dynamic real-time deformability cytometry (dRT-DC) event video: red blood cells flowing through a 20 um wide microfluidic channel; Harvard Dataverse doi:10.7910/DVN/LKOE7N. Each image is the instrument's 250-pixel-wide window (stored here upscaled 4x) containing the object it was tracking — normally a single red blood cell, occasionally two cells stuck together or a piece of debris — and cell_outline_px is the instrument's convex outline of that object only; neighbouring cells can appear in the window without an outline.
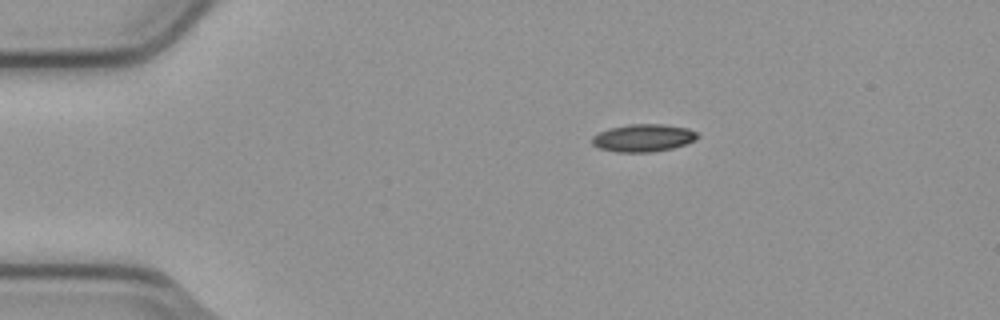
{"species": "common noctule bat (a hibernating species)", "species_latin": "Nyctalus noctula", "temperature_condition": "cold", "stored_images_in_passage": 8, "camera_frame_rate_fps": 3000, "um_per_image_px": 0.085, "animal": {"sex": "male", "body_mass_g": 23.1, "forearm_length_mm": 52.7}, "frame": {"image": 1, "passage_image": 1, "time_ms": 0.0, "image_size_px": [1000, 320], "cell_outline_px": [[700, 136], [696, 140], [672, 148], [652, 152], [616, 152], [600, 148], [592, 144], [592, 136], [608, 128], [628, 124], [664, 124], [688, 128], [696, 132]], "centroid_in_image_um": [54.68, 11.71], "position_along_channel_um": 30.3, "area_um2": 16.99}}
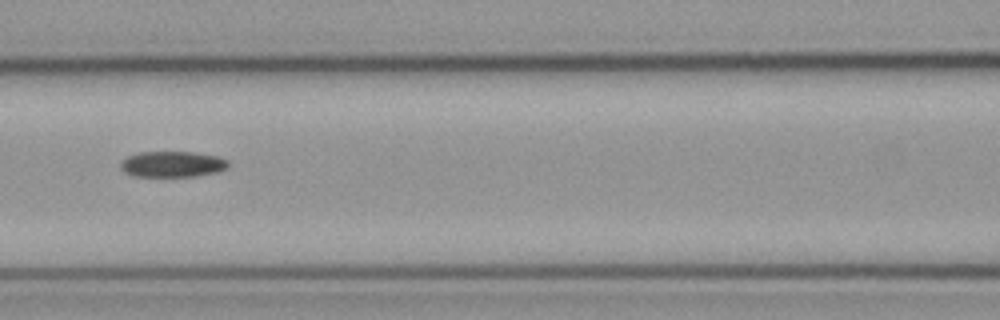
{"frame": {"image": 2, "passage_image": 5, "time_ms": 1.333, "image_size_px": [1000, 320], "cell_outline_px": [[228, 168], [216, 172], [192, 176], [136, 176], [124, 172], [120, 168], [120, 164], [128, 156], [136, 152], [192, 152], [216, 156], [228, 160]], "centroid_in_image_um": [14.64, 13.95], "position_along_channel_um": 152.0, "area_um2": 16.07}}
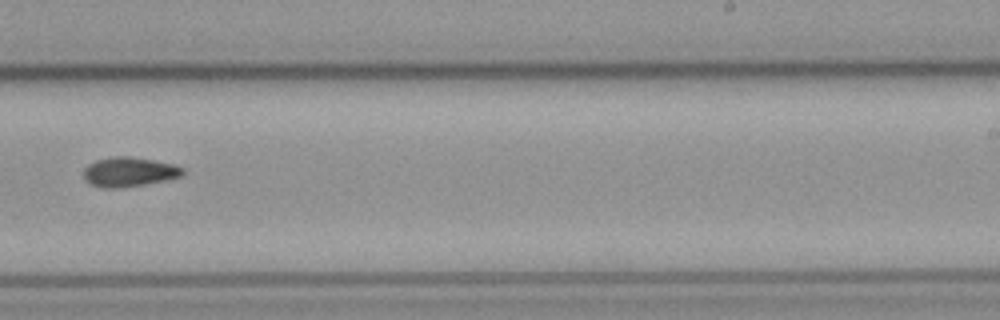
{"frame": {"image": 3, "passage_image": 8, "time_ms": 2.333, "image_size_px": [1000, 320], "cell_outline_px": [[184, 172], [180, 176], [164, 180], [144, 184], [116, 188], [104, 188], [92, 184], [84, 180], [84, 168], [88, 164], [96, 160], [112, 156], [128, 156], [152, 160], [172, 164], [184, 168]], "centroid_in_image_um": [10.93, 14.6], "position_along_channel_um": 278.1, "area_um2": 16.82}}